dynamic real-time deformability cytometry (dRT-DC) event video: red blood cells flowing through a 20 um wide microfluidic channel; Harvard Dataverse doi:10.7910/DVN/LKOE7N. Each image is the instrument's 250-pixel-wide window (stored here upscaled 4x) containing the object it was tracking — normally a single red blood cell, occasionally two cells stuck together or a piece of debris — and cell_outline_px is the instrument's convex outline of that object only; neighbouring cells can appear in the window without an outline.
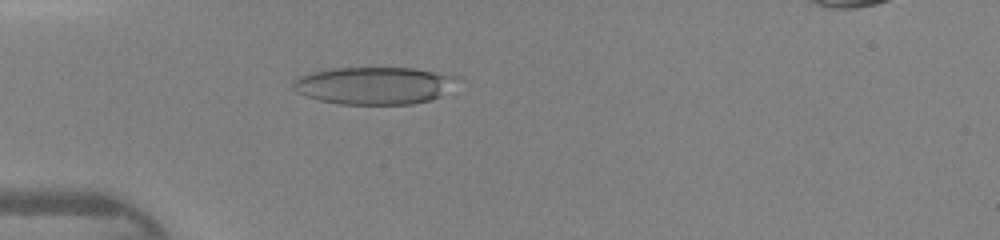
{"species": "human", "species_latin": "Homo sapiens", "temperature_condition": "warm", "stored_images_in_passage": 46, "camera_frame_rate_fps": 3000, "um_per_image_px": 0.085, "donor": {"sex": "female"}, "frame": {"image": 1, "passage_image": 14, "time_ms": 4.333, "image_size_px": [1000, 240], "cell_outline_px": [[456, 76], [440, 96], [432, 100], [412, 104], [340, 104], [320, 100], [304, 96], [296, 92], [292, 88], [292, 80], [296, 76], [312, 72], [332, 68], [412, 68]], "centroid_in_image_um": [31.65, 7.27], "position_along_channel_um": 53.3, "area_um2": 35.43}}
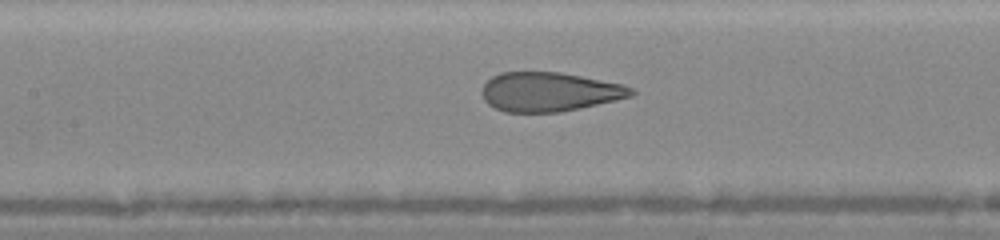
{"frame": {"image": 2, "passage_image": 22, "time_ms": 7.0, "image_size_px": [1000, 240], "cell_outline_px": [[636, 92], [632, 96], [616, 100], [580, 108], [560, 112], [504, 112], [488, 104], [484, 100], [484, 84], [492, 76], [500, 72], [560, 72], [624, 84], [632, 88]], "centroid_in_image_um": [46.72, 7.8], "position_along_channel_um": 160.7, "area_um2": 33.99}}
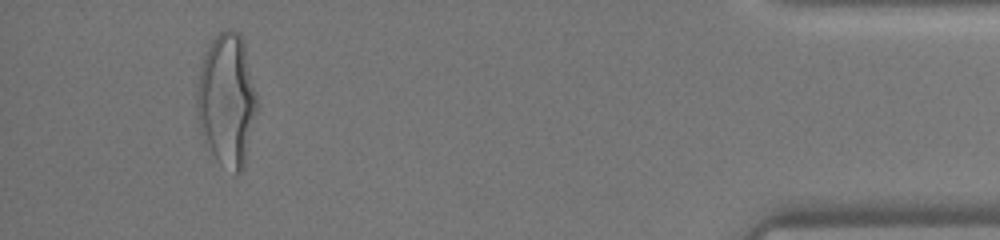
{"frame": {"image": 3, "passage_image": 43, "time_ms": 14.0, "image_size_px": [1000, 240], "cell_outline_px": [[256, 112], [244, 168], [240, 172], [236, 172], [220, 164], [204, 144], [200, 132], [196, 112], [196, 88], [204, 52], [212, 40], [220, 32], [232, 28], [244, 40], [256, 92]], "centroid_in_image_um": [19.25, 8.5], "position_along_channel_um": 415.9, "area_um2": 46.7}}